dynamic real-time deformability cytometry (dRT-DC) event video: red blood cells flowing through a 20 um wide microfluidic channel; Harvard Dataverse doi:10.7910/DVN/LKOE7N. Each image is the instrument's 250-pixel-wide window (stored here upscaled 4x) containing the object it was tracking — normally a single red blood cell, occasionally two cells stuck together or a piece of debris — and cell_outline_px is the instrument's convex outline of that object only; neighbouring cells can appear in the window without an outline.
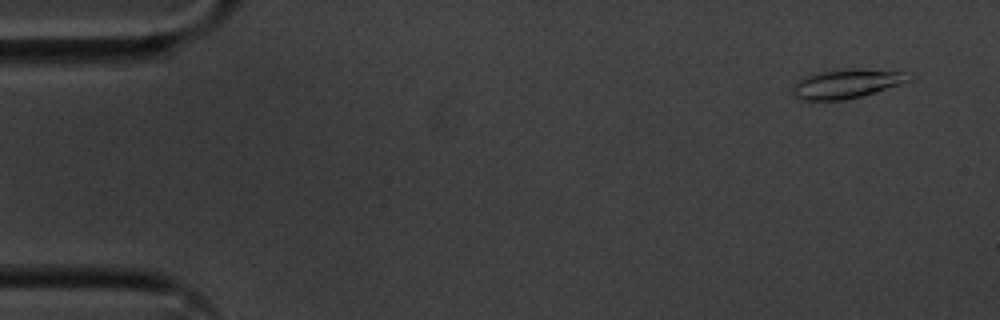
{"species": "common noctule bat (a hibernating species)", "species_latin": "Nyctalus noctula", "temperature_condition": "cold", "stored_images_in_passage": 55, "camera_frame_rate_fps": 3000, "um_per_image_px": 0.085, "animal": {"sex": "male", "body_mass_g": 20.1, "forearm_length_mm": 53.5}, "frame": {"image": 1, "passage_image": 3, "time_ms": 0.667, "image_size_px": [1000, 320], "cell_outline_px": [[908, 80], [900, 84], [876, 92], [844, 100], [800, 100], [792, 96], [792, 88], [796, 80], [812, 72], [848, 68], [860, 68], [900, 72]], "centroid_in_image_um": [71.78, 7.12], "position_along_channel_um": 13.2, "area_um2": 19.71}}
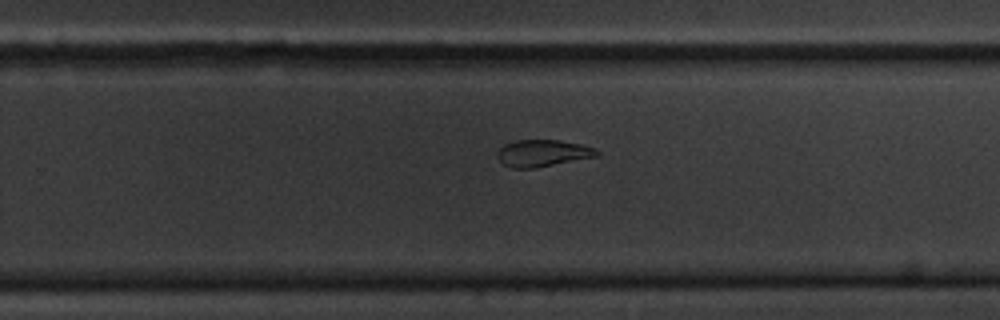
{"frame": {"image": 2, "passage_image": 35, "time_ms": 11.333, "image_size_px": [1000, 320], "cell_outline_px": [[600, 156], [536, 168], [512, 168], [504, 164], [496, 156], [496, 152], [504, 144], [516, 140], [560, 140], [580, 144], [592, 148], [600, 152]], "centroid_in_image_um": [46.13, 13.02], "position_along_channel_um": 283.7, "area_um2": 15.66}}
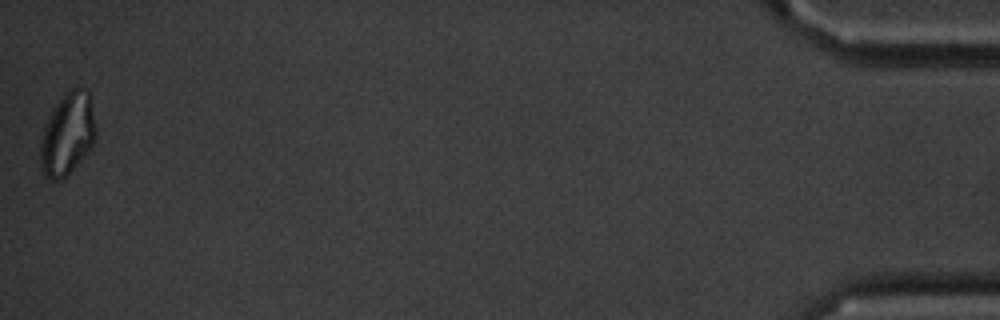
{"frame": {"image": 3, "passage_image": 55, "time_ms": 18.0, "image_size_px": [1000, 320], "cell_outline_px": [[96, 136], [92, 144], [72, 168], [60, 180], [52, 180], [44, 176], [40, 168], [40, 144], [44, 128], [52, 108], [64, 92], [68, 88], [84, 88], [88, 92], [96, 128]], "centroid_in_image_um": [5.7, 11.35], "position_along_channel_um": 429.5, "area_um2": 26.18}, "authors_computed_cell_mechanics": {"area_um2": 17.2822, "velocity_mm_per_s": 3.5908, "shape_relaxation_time_tau1_ms": 4.2864, "shape_relaxation_time_tau2_ms": 2.3445, "deformation_change_tau1": 0.1669, "deformation_change_tau2": 0.081}}